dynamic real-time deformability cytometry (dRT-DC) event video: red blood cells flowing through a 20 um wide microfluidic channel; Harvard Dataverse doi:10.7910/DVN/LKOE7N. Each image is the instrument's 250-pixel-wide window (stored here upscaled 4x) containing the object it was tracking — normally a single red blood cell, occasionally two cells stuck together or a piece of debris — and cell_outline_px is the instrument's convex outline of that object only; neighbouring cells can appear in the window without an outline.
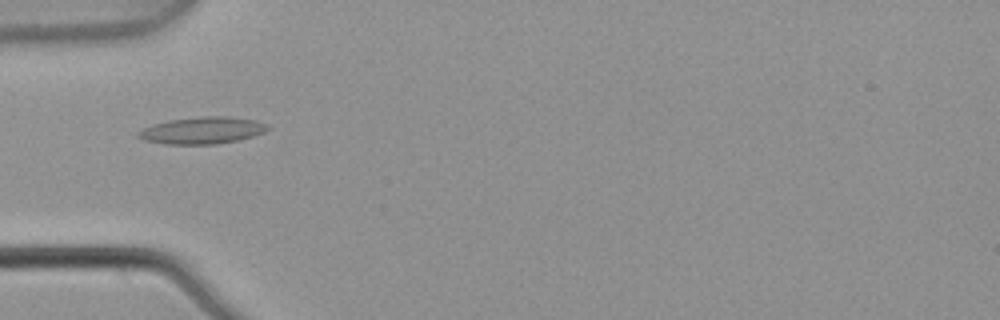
{"species": "common noctule bat (a hibernating species)", "species_latin": "Nyctalus noctula", "temperature_condition": "warm", "stored_images_in_passage": 6, "camera_frame_rate_fps": 3000, "um_per_image_px": 0.085, "animal": {"sex": "male", "body_mass_g": 21.5, "forearm_length_mm": 52.0}, "frame": {"image": 1, "passage_image": 5, "time_ms": 1.333, "image_size_px": [1000, 320], "cell_outline_px": [[272, 128], [264, 132], [252, 136], [236, 140], [216, 144], [164, 144], [144, 140], [136, 136], [136, 132], [152, 124], [168, 120], [204, 116], [228, 116], [256, 120], [268, 124]], "centroid_in_image_um": [17.19, 11.08], "position_along_channel_um": 67.8, "area_um2": 20.4}}
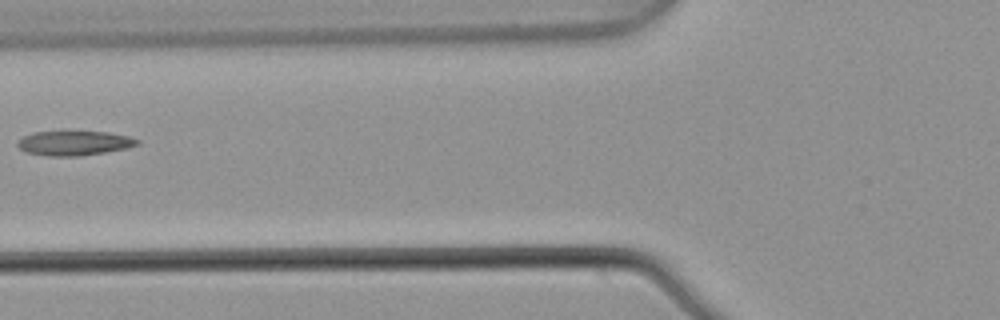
{"frame": {"image": 2, "passage_image": 6, "time_ms": 1.667, "image_size_px": [1000, 320], "cell_outline_px": [[140, 144], [124, 148], [104, 152], [76, 156], [48, 156], [24, 152], [16, 144], [16, 140], [32, 132], [64, 128], [108, 132], [128, 136], [140, 140]], "centroid_in_image_um": [6.23, 12.1], "position_along_channel_um": 119.6, "area_um2": 18.09}}